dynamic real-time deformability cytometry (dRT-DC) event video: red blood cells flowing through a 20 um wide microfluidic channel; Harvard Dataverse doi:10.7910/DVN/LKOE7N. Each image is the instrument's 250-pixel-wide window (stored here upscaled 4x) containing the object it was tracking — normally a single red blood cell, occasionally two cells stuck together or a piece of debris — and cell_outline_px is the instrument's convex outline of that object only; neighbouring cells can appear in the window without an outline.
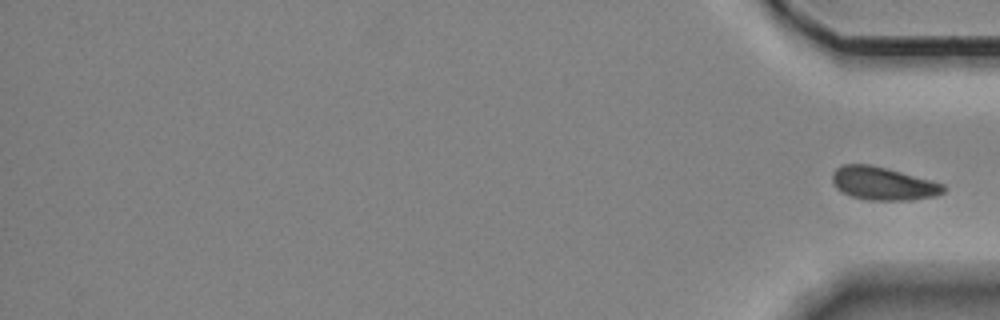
{"species": "Egyptian fruit bat (a non-hibernating species)", "species_latin": "Rousettus aegyptiacus", "temperature_condition": "room temperature", "stored_images_in_passage": 16, "segment_of_instrument_passage": [2, 2], "camera_frame_rate_fps": 3000, "um_per_image_px": 0.085, "animal": {"sex": "female"}, "frame": {"image": 1, "passage_image": 16, "time_ms": 5.0, "image_size_px": [1000, 320], "cell_outline_px": [[948, 188], [944, 192], [936, 196], [908, 200], [868, 200], [852, 196], [840, 192], [836, 188], [832, 180], [832, 172], [836, 168], [844, 164], [872, 164], [944, 184]], "centroid_in_image_um": [75.05, 15.6], "position_along_channel_um": 360.2, "area_um2": 21.5}}